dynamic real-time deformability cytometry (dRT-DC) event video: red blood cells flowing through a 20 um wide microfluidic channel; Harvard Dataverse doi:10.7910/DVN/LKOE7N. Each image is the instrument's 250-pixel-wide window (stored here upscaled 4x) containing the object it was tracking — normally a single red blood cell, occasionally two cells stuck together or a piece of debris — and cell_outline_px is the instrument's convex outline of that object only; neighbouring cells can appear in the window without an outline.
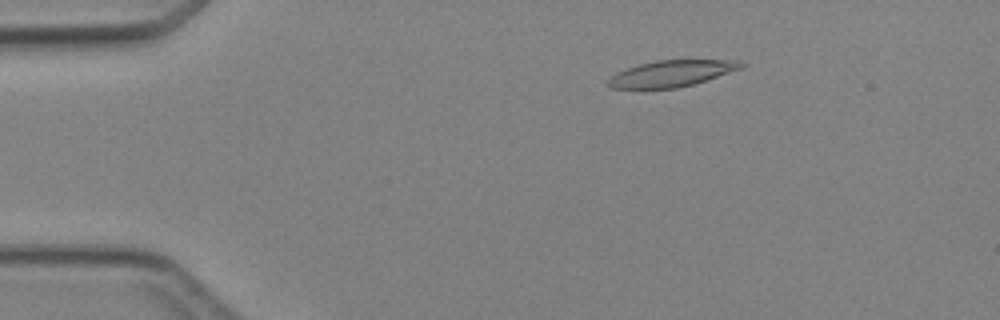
{"species": "Egyptian fruit bat (a non-hibernating species)", "species_latin": "Rousettus aegyptiacus", "temperature_condition": "cold", "stored_images_in_passage": 5, "camera_frame_rate_fps": 3000, "um_per_image_px": 0.085, "animal": {"sex": "female"}, "frame": {"image": 1, "passage_image": 2, "time_ms": 1.333, "image_size_px": [1000, 320], "cell_outline_px": [[748, 64], [744, 68], [692, 84], [676, 88], [612, 88], [604, 84], [616, 72], [640, 64], [656, 60], [740, 60]], "centroid_in_image_um": [57.12, 6.23], "position_along_channel_um": 27.9, "area_um2": 20.35}}
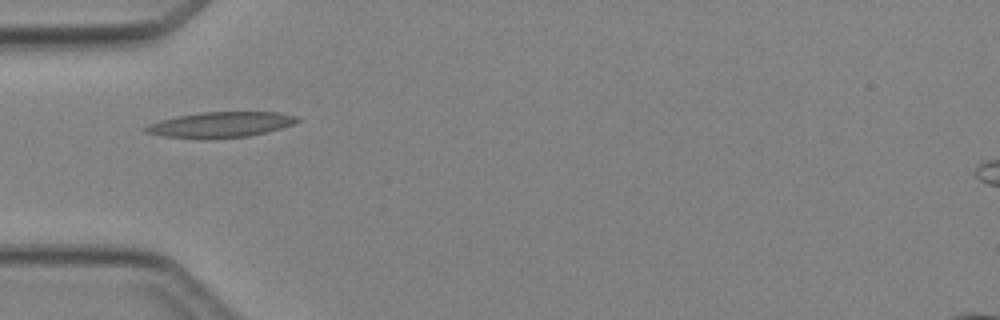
{"frame": {"image": 2, "passage_image": 4, "time_ms": 3.667, "image_size_px": [1000, 320], "cell_outline_px": [[300, 120], [292, 124], [268, 132], [248, 136], [208, 140], [204, 140], [164, 136], [144, 132], [144, 128], [148, 124], [160, 120], [200, 112], [280, 112], [296, 116]], "centroid_in_image_um": [18.73, 10.61], "position_along_channel_um": 66.3, "area_um2": 22.72}}
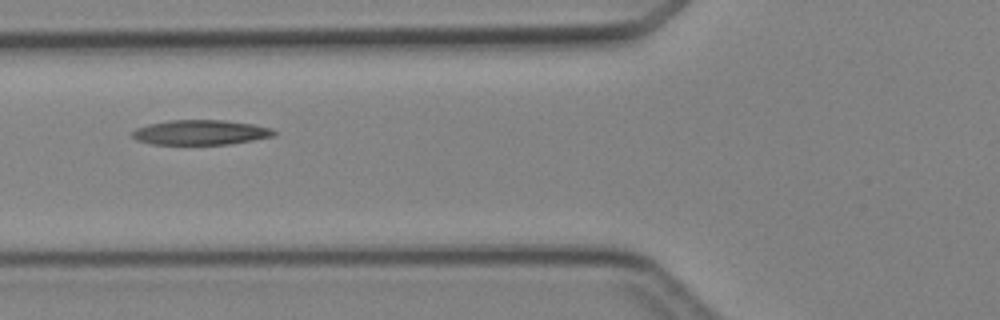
{"frame": {"image": 3, "passage_image": 5, "time_ms": 4.667, "image_size_px": [1000, 320], "cell_outline_px": [[276, 136], [228, 144], [152, 144], [136, 140], [132, 136], [132, 132], [136, 128], [148, 124], [168, 120], [224, 120], [252, 124], [272, 128], [276, 132]], "centroid_in_image_um": [17.05, 11.25], "position_along_channel_um": 108.8, "area_um2": 20.52}}